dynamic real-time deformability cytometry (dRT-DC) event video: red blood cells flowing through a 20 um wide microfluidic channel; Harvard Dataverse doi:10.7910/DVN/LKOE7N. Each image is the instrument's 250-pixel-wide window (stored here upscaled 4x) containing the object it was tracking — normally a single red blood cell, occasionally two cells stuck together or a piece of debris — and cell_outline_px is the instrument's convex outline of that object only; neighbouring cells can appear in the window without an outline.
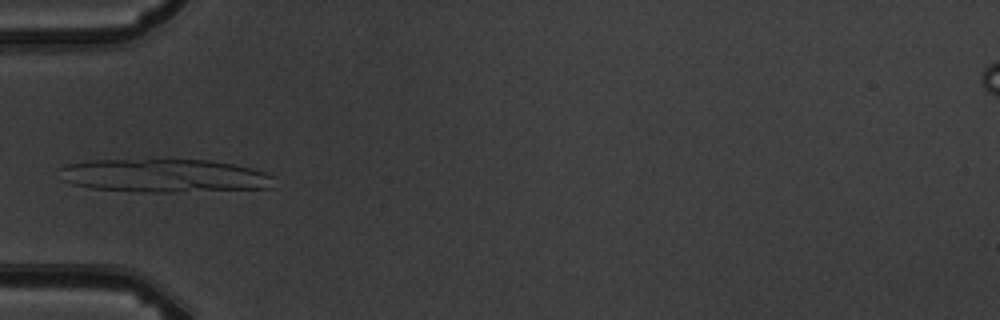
{"species": "common noctule bat (a hibernating species)", "species_latin": "Nyctalus noctula", "temperature_condition": "warm", "stored_images_in_passage": 5, "camera_frame_rate_fps": 3000, "um_per_image_px": 0.085, "animal": {"sex": "male", "body_mass_g": 19.5, "forearm_length_mm": 54.6}, "frame": {"image": 1, "passage_image": 5, "time_ms": 4.667, "image_size_px": [1000, 320], "cell_outline_px": [[272, 188], [172, 192], [140, 192], [92, 188], [72, 184], [64, 180], [60, 168], [64, 164], [88, 160], [208, 160], [232, 164], [252, 168], [264, 172], [272, 176]], "centroid_in_image_um": [13.95, 14.94], "position_along_channel_um": 71.1, "area_um2": 41.5}}